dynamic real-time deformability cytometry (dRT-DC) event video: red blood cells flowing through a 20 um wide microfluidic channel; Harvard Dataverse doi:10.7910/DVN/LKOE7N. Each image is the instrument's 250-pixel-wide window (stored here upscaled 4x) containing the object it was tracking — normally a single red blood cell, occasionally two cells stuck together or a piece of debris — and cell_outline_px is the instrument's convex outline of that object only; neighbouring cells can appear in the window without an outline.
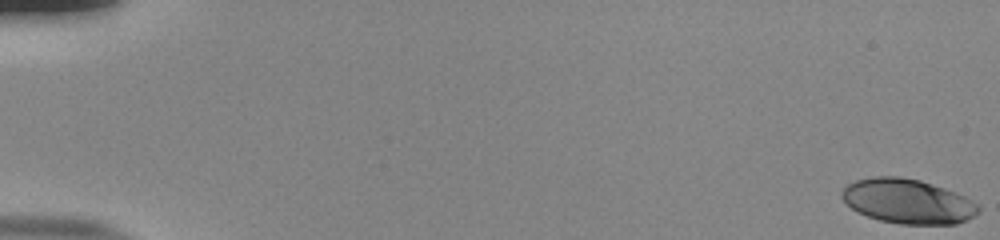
{"species": "human", "species_latin": "Homo sapiens", "temperature_condition": "room temperature", "stored_images_in_passage": 55, "camera_frame_rate_fps": 3000, "um_per_image_px": 0.085, "donor": {"sex": "male"}, "frame": {"image": 1, "passage_image": 1, "time_ms": 0.0, "image_size_px": [1000, 240], "cell_outline_px": [[980, 212], [968, 220], [956, 224], [900, 224], [880, 220], [856, 212], [840, 196], [840, 192], [848, 184], [856, 180], [872, 176], [900, 176], [920, 180], [944, 188], [964, 196], [980, 204]], "centroid_in_image_um": [77.17, 17.11], "position_along_channel_um": 7.8, "area_um2": 35.66}}
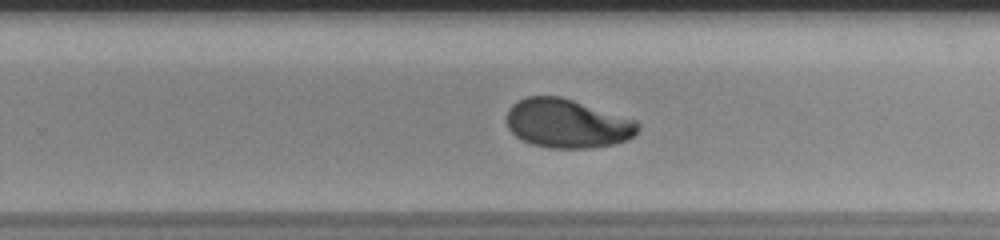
{"frame": {"image": 2, "passage_image": 37, "time_ms": 12.0, "image_size_px": [1000, 240], "cell_outline_px": [[640, 128], [632, 136], [624, 140], [612, 144], [588, 148], [552, 148], [532, 144], [516, 136], [508, 128], [508, 108], [516, 100], [528, 96], [560, 96], [636, 120], [640, 124]], "centroid_in_image_um": [48.2, 10.48], "position_along_channel_um": 281.6, "area_um2": 37.11}}
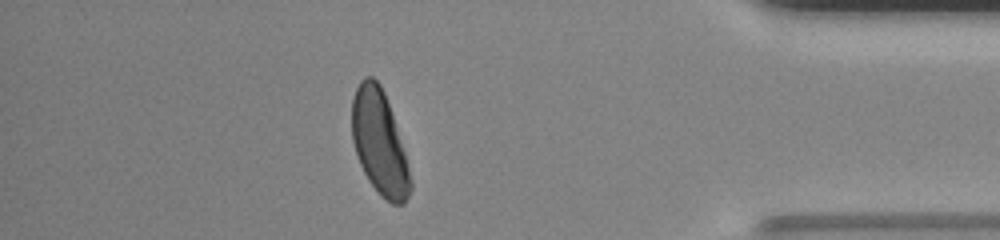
{"frame": {"image": 3, "passage_image": 49, "time_ms": 16.0, "image_size_px": [1000, 240], "cell_outline_px": [[412, 188], [404, 204], [392, 204], [380, 196], [368, 180], [356, 156], [352, 140], [352, 100], [356, 88], [360, 80], [364, 76], [372, 76], [380, 84], [384, 92], [404, 152], [412, 180]], "centroid_in_image_um": [32.23, 12.15], "position_along_channel_um": 403.0, "area_um2": 35.32}, "authors_computed_cell_mechanics": {"area_um2": 36.9342, "velocity_mm_per_s": 3.8268, "shape_relaxation_time_tau1_ms": 4.8343, "shape_relaxation_time_tau2_ms": 1.8554, "deformation_change_tau1": 0.207, "deformation_change_tau2": 0.0347}}